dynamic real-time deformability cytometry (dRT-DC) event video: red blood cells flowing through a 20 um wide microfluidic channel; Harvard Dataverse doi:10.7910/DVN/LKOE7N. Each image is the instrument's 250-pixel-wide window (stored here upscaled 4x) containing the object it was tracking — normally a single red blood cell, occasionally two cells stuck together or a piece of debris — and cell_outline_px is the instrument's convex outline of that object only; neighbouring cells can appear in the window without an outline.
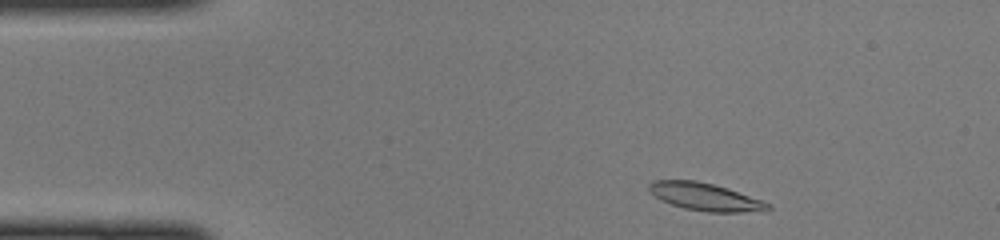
{"species": "common noctule bat (a hibernating species)", "species_latin": "Nyctalus noctula", "temperature_condition": "cold", "stored_images_in_passage": 42, "camera_frame_rate_fps": 3000, "um_per_image_px": 0.085, "animal": {"sex": "female", "body_mass_g": 22.0, "forearm_length_mm": 56.7}, "frame": {"image": 1, "passage_image": 2, "time_ms": 0.333, "image_size_px": [1000, 240], "cell_outline_px": [[772, 208], [768, 212], [708, 212], [684, 208], [660, 200], [648, 188], [648, 184], [652, 180], [696, 180], [728, 188], [760, 200], [768, 204]], "centroid_in_image_um": [59.96, 16.74], "position_along_channel_um": 25.0, "area_um2": 19.07}}
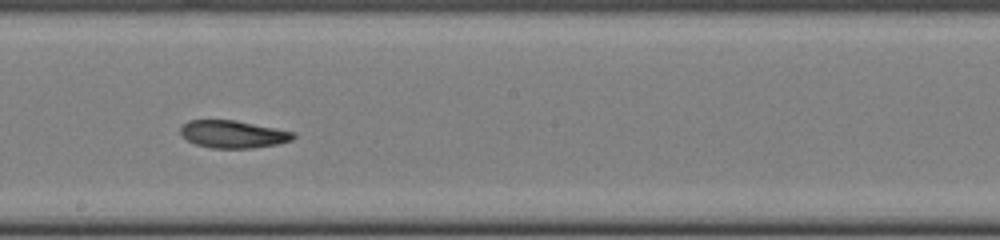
{"frame": {"image": 2, "passage_image": 21, "time_ms": 6.667, "image_size_px": [1000, 240], "cell_outline_px": [[296, 136], [292, 140], [276, 144], [252, 148], [212, 148], [196, 144], [180, 136], [180, 124], [188, 120], [236, 120], [296, 132]], "centroid_in_image_um": [19.78, 11.4], "position_along_channel_um": 228.4, "area_um2": 18.26}}
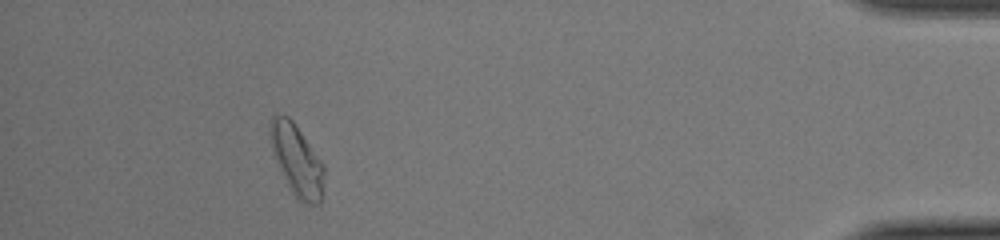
{"frame": {"image": 3, "passage_image": 38, "time_ms": 12.333, "image_size_px": [1000, 240], "cell_outline_px": [[324, 172], [320, 204], [300, 204], [292, 192], [272, 152], [268, 132], [268, 124], [272, 116], [276, 112], [288, 116], [292, 120], [324, 164]], "centroid_in_image_um": [25.2, 13.57], "position_along_channel_um": 410.0, "area_um2": 22.43}}